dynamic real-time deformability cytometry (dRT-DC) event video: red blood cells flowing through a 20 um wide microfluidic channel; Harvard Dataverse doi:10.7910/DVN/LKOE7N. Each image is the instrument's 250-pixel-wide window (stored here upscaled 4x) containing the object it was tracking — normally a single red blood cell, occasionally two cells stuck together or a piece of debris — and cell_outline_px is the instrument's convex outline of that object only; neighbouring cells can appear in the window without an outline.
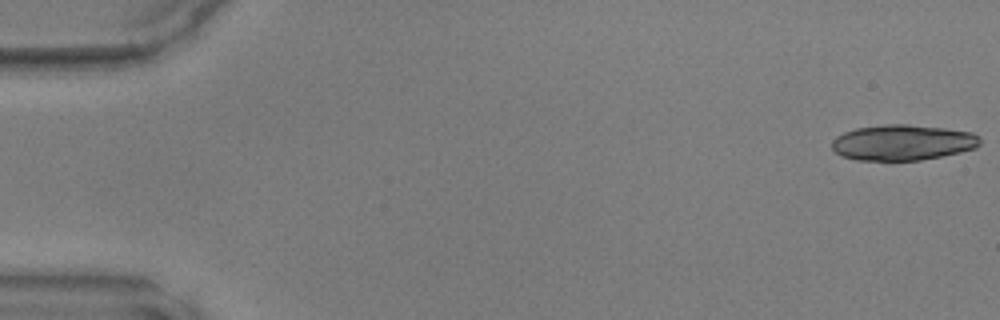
{"species": "common noctule bat (a hibernating species)", "species_latin": "Nyctalus noctula", "temperature_condition": "warm", "stored_images_in_passage": 34, "camera_frame_rate_fps": 3000, "um_per_image_px": 0.085, "animal": {"sex": "male", "body_mass_g": 17.9, "forearm_length_mm": 54.2}, "frame": {"image": 1, "passage_image": 1, "time_ms": 0.0, "image_size_px": [1000, 320], "cell_outline_px": [[980, 144], [976, 148], [960, 152], [920, 160], [856, 160], [844, 156], [836, 152], [832, 148], [832, 140], [836, 136], [844, 132], [856, 128], [888, 124], [908, 124], [944, 128], [972, 132], [980, 136]], "centroid_in_image_um": [76.74, 12.11], "position_along_channel_um": 8.3, "area_um2": 30.69}}
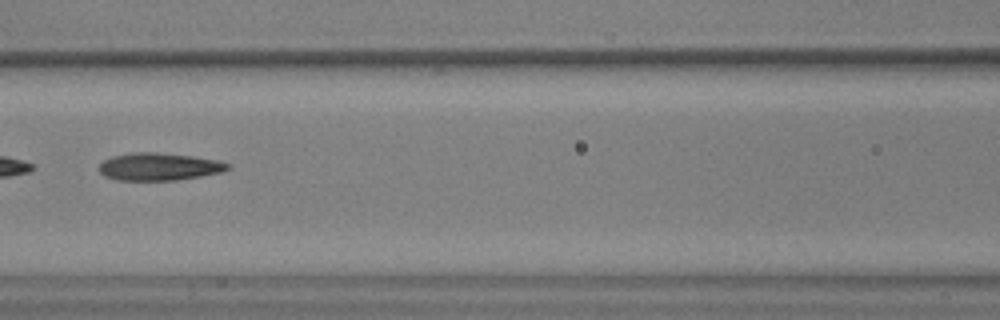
{"frame": {"image": 2, "passage_image": 22, "time_ms": 7.0, "image_size_px": [1000, 320], "cell_outline_px": [[232, 168], [220, 172], [200, 176], [176, 180], [116, 180], [104, 176], [96, 168], [104, 160], [112, 156], [132, 152], [156, 152], [192, 156], [220, 160], [232, 164]], "centroid_in_image_um": [13.52, 14.16], "position_along_channel_um": 153.1, "area_um2": 20.87}}